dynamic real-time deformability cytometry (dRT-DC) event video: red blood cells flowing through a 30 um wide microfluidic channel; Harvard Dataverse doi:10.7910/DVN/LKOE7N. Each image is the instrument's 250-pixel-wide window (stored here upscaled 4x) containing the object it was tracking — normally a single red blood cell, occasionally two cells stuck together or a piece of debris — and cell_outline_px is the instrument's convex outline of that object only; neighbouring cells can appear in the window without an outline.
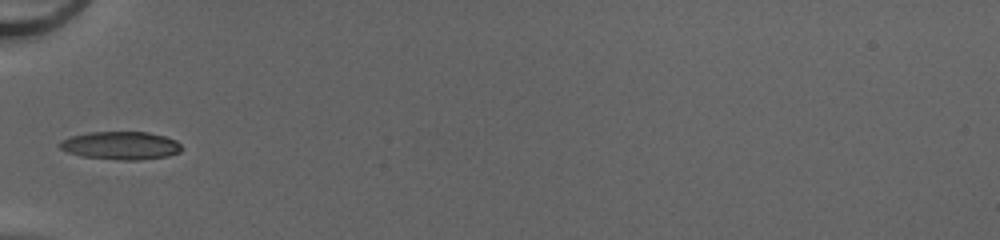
{"species": "common noctule bat (a hibernating species)", "species_latin": "Nyctalus noctula", "temperature_condition": "cold", "stored_images_in_passage": 32, "camera_frame_rate_fps": 3000, "um_per_image_px": 0.085, "animal": {"sex": "female", "body_mass_g": 20.0, "forearm_length_mm": 54.0}, "frame": {"image": 1, "passage_image": 1, "time_ms": 0.0, "image_size_px": [1000, 240], "cell_outline_px": [[180, 152], [168, 156], [140, 160], [120, 160], [80, 156], [68, 152], [60, 148], [56, 144], [68, 136], [88, 132], [148, 132], [164, 136], [176, 140], [180, 144]], "centroid_in_image_um": [10.22, 12.37], "position_along_channel_um": 74.8, "area_um2": 20.06}}
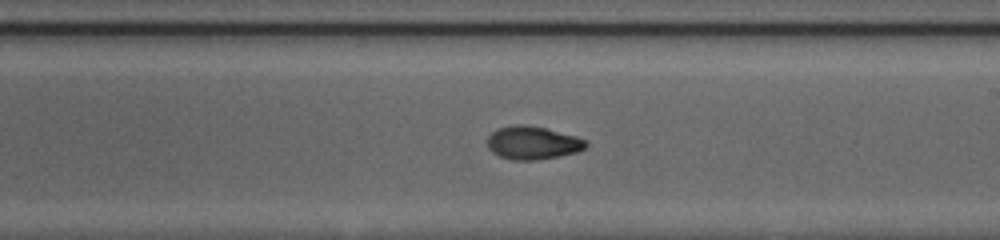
{"frame": {"image": 2, "passage_image": 13, "time_ms": 4.0, "image_size_px": [1000, 240], "cell_outline_px": [[588, 144], [584, 148], [576, 152], [560, 156], [536, 160], [512, 160], [500, 156], [492, 152], [488, 148], [488, 136], [496, 128], [512, 124], [524, 124], [544, 128], [576, 136], [584, 140]], "centroid_in_image_um": [45.24, 12.13], "position_along_channel_um": 243.8, "area_um2": 19.02}}
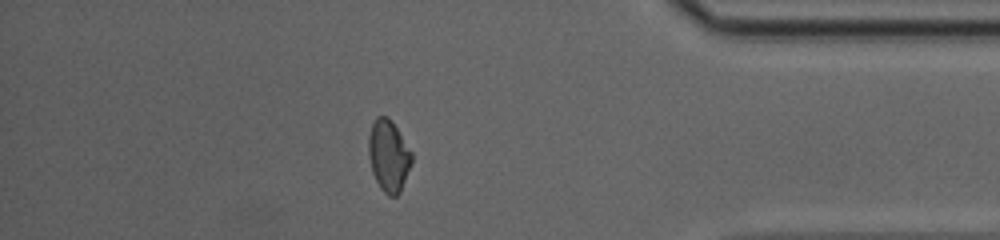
{"frame": {"image": 3, "passage_image": 26, "time_ms": 8.333, "image_size_px": [1000, 240], "cell_outline_px": [[412, 164], [400, 192], [396, 196], [388, 196], [380, 188], [372, 172], [368, 156], [368, 136], [372, 124], [376, 116], [388, 116], [412, 152]], "centroid_in_image_um": [33.02, 13.25], "position_along_channel_um": 402.2, "area_um2": 18.09}, "authors_computed_cell_mechanics": {"area_um2": 18.4671, "velocity_mm_per_s": 4.2223, "shape_relaxation_time_tau1_ms": 4.2684, "shape_relaxation_time_tau2_ms": 1.5917, "deformation_change_tau1": 0.2146, "deformation_change_tau2": 0.0572}}